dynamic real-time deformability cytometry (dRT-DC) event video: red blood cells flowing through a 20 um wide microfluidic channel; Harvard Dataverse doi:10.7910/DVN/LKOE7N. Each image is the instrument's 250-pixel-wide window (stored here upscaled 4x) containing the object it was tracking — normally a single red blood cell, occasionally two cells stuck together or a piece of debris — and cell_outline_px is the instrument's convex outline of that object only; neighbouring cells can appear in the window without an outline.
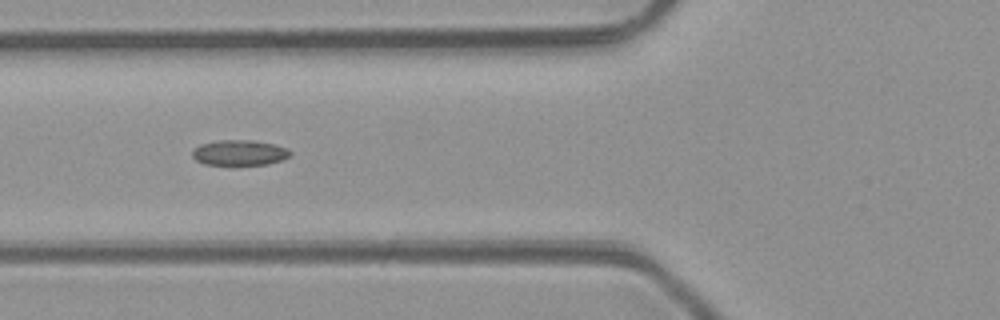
{"species": "common noctule bat (a hibernating species)", "species_latin": "Nyctalus noctula", "temperature_condition": "room temperature", "stored_images_in_passage": 21, "camera_frame_rate_fps": 3000, "um_per_image_px": 0.085, "animal": {"sex": "male", "body_mass_g": 23.1, "forearm_length_mm": 52.7}, "frame": {"image": 1, "passage_image": 18, "time_ms": 5.667, "image_size_px": [1000, 320], "cell_outline_px": [[292, 152], [288, 156], [280, 160], [264, 164], [204, 164], [196, 160], [192, 156], [192, 152], [200, 144], [220, 140], [252, 140], [276, 144], [288, 148]], "centroid_in_image_um": [20.36, 12.96], "position_along_channel_um": 105.4, "area_um2": 14.28}}
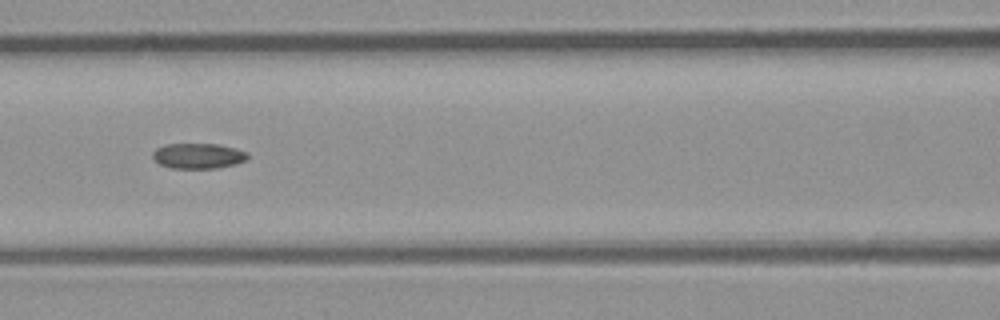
{"frame": {"image": 2, "passage_image": 21, "time_ms": 6.667, "image_size_px": [1000, 320], "cell_outline_px": [[248, 156], [244, 160], [232, 164], [216, 168], [172, 168], [160, 164], [152, 156], [152, 152], [156, 148], [164, 144], [220, 144], [236, 148], [248, 152]], "centroid_in_image_um": [16.82, 13.23], "position_along_channel_um": 149.8, "area_um2": 13.93}}